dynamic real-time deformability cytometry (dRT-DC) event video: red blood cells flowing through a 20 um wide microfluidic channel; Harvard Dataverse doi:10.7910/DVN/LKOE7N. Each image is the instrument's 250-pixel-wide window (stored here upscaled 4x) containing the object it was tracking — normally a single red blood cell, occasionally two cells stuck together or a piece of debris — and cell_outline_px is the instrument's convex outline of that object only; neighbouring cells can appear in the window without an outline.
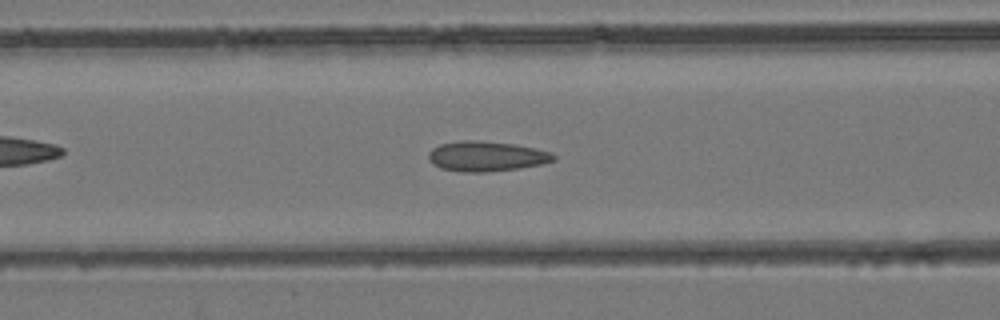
{"species": "common noctule bat (a hibernating species)", "species_latin": "Nyctalus noctula", "temperature_condition": "room temperature", "stored_images_in_passage": 40, "camera_frame_rate_fps": 3000, "um_per_image_px": 0.085, "animal": {"sex": "female", "body_mass_g": 24.6, "forearm_length_mm": 56.2}, "frame": {"image": 1, "passage_image": 15, "time_ms": 4.667, "image_size_px": [1000, 320], "cell_outline_px": [[556, 160], [544, 164], [520, 168], [484, 172], [464, 172], [440, 168], [432, 164], [428, 160], [428, 152], [432, 148], [440, 144], [460, 140], [480, 140], [516, 144], [536, 148], [552, 152], [556, 156]], "centroid_in_image_um": [41.36, 13.27], "position_along_channel_um": 125.2, "area_um2": 22.31}}
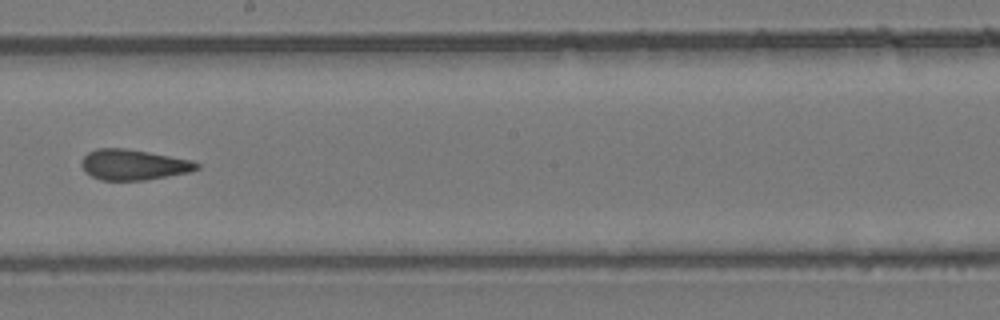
{"frame": {"image": 2, "passage_image": 22, "time_ms": 7.0, "image_size_px": [1000, 320], "cell_outline_px": [[200, 168], [188, 172], [144, 180], [100, 180], [84, 172], [80, 164], [80, 160], [88, 152], [96, 148], [124, 148], [148, 152], [192, 160], [200, 164]], "centroid_in_image_um": [11.3, 13.99], "position_along_channel_um": 236.9, "area_um2": 20.52}}
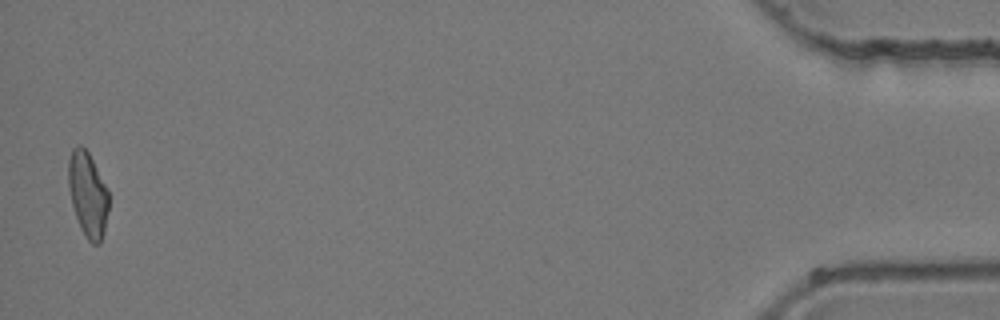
{"frame": {"image": 3, "passage_image": 40, "time_ms": 13.0, "image_size_px": [1000, 320], "cell_outline_px": [[108, 212], [104, 232], [100, 244], [92, 244], [88, 240], [80, 228], [72, 204], [68, 188], [68, 160], [72, 148], [76, 144], [80, 144], [88, 152], [108, 188]], "centroid_in_image_um": [7.46, 16.51], "position_along_channel_um": 427.7, "area_um2": 20.11}}